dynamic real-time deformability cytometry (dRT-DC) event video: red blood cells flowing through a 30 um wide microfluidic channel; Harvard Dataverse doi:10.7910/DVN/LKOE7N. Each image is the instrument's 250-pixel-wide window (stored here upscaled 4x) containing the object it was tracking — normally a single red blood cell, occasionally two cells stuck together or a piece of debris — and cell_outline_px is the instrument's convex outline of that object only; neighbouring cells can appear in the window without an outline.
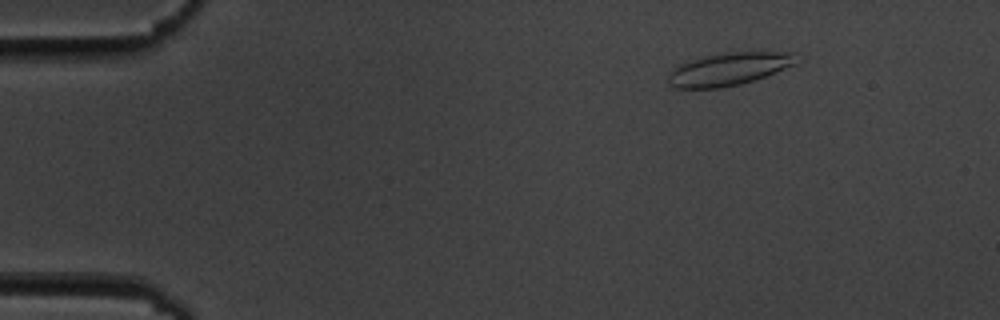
{"species": "common noctule bat (a hibernating species)", "species_latin": "Nyctalus noctula", "temperature_condition": "cold", "stored_images_in_passage": 7, "camera_frame_rate_fps": 3000, "um_per_image_px": 0.085, "animal": {"sex": "male", "body_mass_g": 19.5, "forearm_length_mm": 54.6}, "frame": {"image": 1, "passage_image": 3, "time_ms": 0.667, "image_size_px": [1000, 320], "cell_outline_px": [[796, 64], [764, 76], [740, 84], [720, 88], [672, 88], [668, 84], [668, 72], [672, 68], [688, 60], [700, 56], [728, 52], [792, 52]], "centroid_in_image_um": [61.84, 5.87], "position_along_channel_um": 23.2, "area_um2": 24.39}}